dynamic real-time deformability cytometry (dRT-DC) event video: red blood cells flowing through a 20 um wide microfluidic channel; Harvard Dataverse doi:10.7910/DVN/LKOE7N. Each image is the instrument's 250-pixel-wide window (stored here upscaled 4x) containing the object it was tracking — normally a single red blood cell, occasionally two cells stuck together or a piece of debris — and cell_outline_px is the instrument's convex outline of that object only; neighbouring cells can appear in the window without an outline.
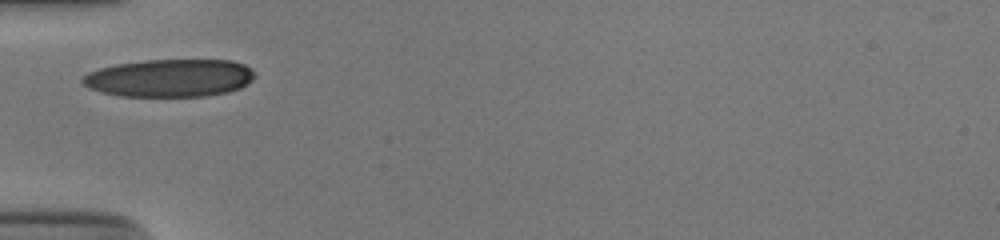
{"species": "human", "species_latin": "Homo sapiens", "temperature_condition": "cold", "stored_images_in_passage": 26, "camera_frame_rate_fps": 3000, "um_per_image_px": 0.085, "donor": {"sex": "male"}, "frame": {"image": 1, "passage_image": 1, "time_ms": 0.0, "image_size_px": [1000, 240], "cell_outline_px": [[256, 76], [252, 80], [240, 88], [228, 92], [204, 96], [120, 96], [100, 92], [88, 88], [80, 80], [80, 76], [88, 72], [100, 68], [116, 64], [144, 60], [232, 60], [244, 64]], "centroid_in_image_um": [14.38, 6.63], "position_along_channel_um": 70.6, "area_um2": 38.03}}
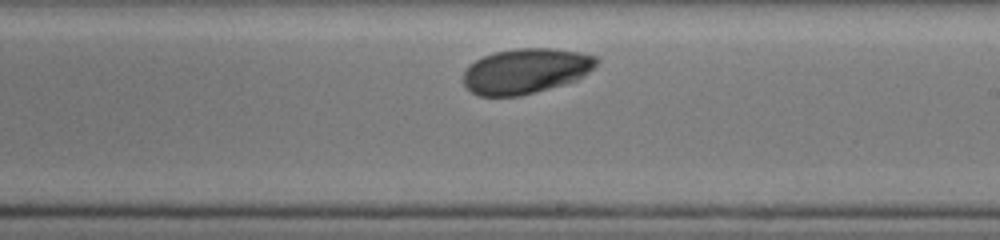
{"frame": {"image": 2, "passage_image": 15, "time_ms": 4.667, "image_size_px": [1000, 240], "cell_outline_px": [[600, 60], [584, 76], [576, 80], [564, 84], [520, 96], [476, 96], [464, 84], [464, 72], [476, 60], [484, 56], [496, 52], [516, 48], [552, 48], [580, 52], [596, 56]], "centroid_in_image_um": [44.71, 6.03], "position_along_channel_um": 244.3, "area_um2": 34.91}}
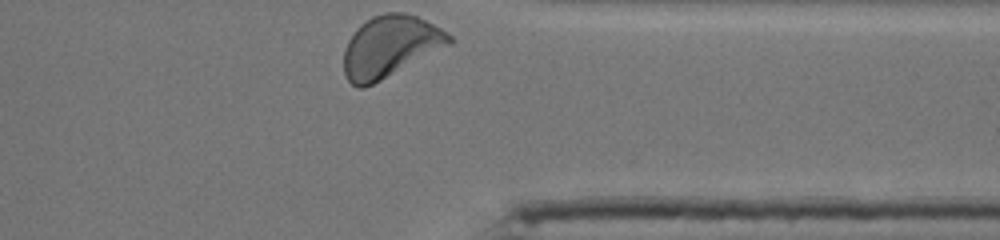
{"frame": {"image": 3, "passage_image": 26, "time_ms": 8.333, "image_size_px": [1000, 240], "cell_outline_px": [[456, 40], [452, 44], [364, 88], [356, 88], [344, 76], [344, 48], [348, 40], [356, 28], [360, 24], [372, 16], [384, 12], [404, 12], [416, 16], [448, 32]], "centroid_in_image_um": [33.15, 3.94], "position_along_channel_um": 378.2, "area_um2": 37.86}, "authors_computed_cell_mechanics": {"area_um2": 35.6048, "velocity_mm_per_s": 3.7386, "shape_relaxation_time_tau1_ms": 2.4825, "shape_relaxation_time_tau2_ms": null, "deformation_change_tau1": 0.1232, "deformation_change_tau2": null}}